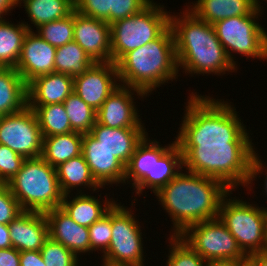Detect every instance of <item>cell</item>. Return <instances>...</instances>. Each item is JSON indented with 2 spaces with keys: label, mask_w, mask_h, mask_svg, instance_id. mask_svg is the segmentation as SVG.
<instances>
[{
  "label": "cell",
  "mask_w": 267,
  "mask_h": 266,
  "mask_svg": "<svg viewBox=\"0 0 267 266\" xmlns=\"http://www.w3.org/2000/svg\"><path fill=\"white\" fill-rule=\"evenodd\" d=\"M193 93L175 137L183 167L218 179L232 191L251 184V191V182L263 174L265 167L253 148L249 130L229 102Z\"/></svg>",
  "instance_id": "1"
},
{
  "label": "cell",
  "mask_w": 267,
  "mask_h": 266,
  "mask_svg": "<svg viewBox=\"0 0 267 266\" xmlns=\"http://www.w3.org/2000/svg\"><path fill=\"white\" fill-rule=\"evenodd\" d=\"M186 172L181 171L154 194L172 219L174 236L193 224L218 218L220 202L230 191L218 179Z\"/></svg>",
  "instance_id": "2"
},
{
  "label": "cell",
  "mask_w": 267,
  "mask_h": 266,
  "mask_svg": "<svg viewBox=\"0 0 267 266\" xmlns=\"http://www.w3.org/2000/svg\"><path fill=\"white\" fill-rule=\"evenodd\" d=\"M184 9L182 15H170L178 69L186 74L218 76L236 71L213 25L198 18L188 7Z\"/></svg>",
  "instance_id": "3"
},
{
  "label": "cell",
  "mask_w": 267,
  "mask_h": 266,
  "mask_svg": "<svg viewBox=\"0 0 267 266\" xmlns=\"http://www.w3.org/2000/svg\"><path fill=\"white\" fill-rule=\"evenodd\" d=\"M116 67L120 85L136 88L146 95L169 80H176L180 70L171 27L157 39L127 52Z\"/></svg>",
  "instance_id": "4"
},
{
  "label": "cell",
  "mask_w": 267,
  "mask_h": 266,
  "mask_svg": "<svg viewBox=\"0 0 267 266\" xmlns=\"http://www.w3.org/2000/svg\"><path fill=\"white\" fill-rule=\"evenodd\" d=\"M8 186L23 211L45 213L61 207L64 197L56 168L41 156L25 159Z\"/></svg>",
  "instance_id": "5"
},
{
  "label": "cell",
  "mask_w": 267,
  "mask_h": 266,
  "mask_svg": "<svg viewBox=\"0 0 267 266\" xmlns=\"http://www.w3.org/2000/svg\"><path fill=\"white\" fill-rule=\"evenodd\" d=\"M164 8L152 1L141 12L110 24L113 63L116 64L127 52L157 39L170 26L171 14Z\"/></svg>",
  "instance_id": "6"
},
{
  "label": "cell",
  "mask_w": 267,
  "mask_h": 266,
  "mask_svg": "<svg viewBox=\"0 0 267 266\" xmlns=\"http://www.w3.org/2000/svg\"><path fill=\"white\" fill-rule=\"evenodd\" d=\"M230 194L232 190L221 200L218 217L246 256L265 252L266 208L232 198Z\"/></svg>",
  "instance_id": "7"
},
{
  "label": "cell",
  "mask_w": 267,
  "mask_h": 266,
  "mask_svg": "<svg viewBox=\"0 0 267 266\" xmlns=\"http://www.w3.org/2000/svg\"><path fill=\"white\" fill-rule=\"evenodd\" d=\"M260 14L255 9L250 15L230 17L212 24L228 59L236 67L233 52L246 56V59L267 60V32L257 22Z\"/></svg>",
  "instance_id": "8"
},
{
  "label": "cell",
  "mask_w": 267,
  "mask_h": 266,
  "mask_svg": "<svg viewBox=\"0 0 267 266\" xmlns=\"http://www.w3.org/2000/svg\"><path fill=\"white\" fill-rule=\"evenodd\" d=\"M133 210L115 203L112 206V237L103 263L112 266H144L140 222Z\"/></svg>",
  "instance_id": "9"
},
{
  "label": "cell",
  "mask_w": 267,
  "mask_h": 266,
  "mask_svg": "<svg viewBox=\"0 0 267 266\" xmlns=\"http://www.w3.org/2000/svg\"><path fill=\"white\" fill-rule=\"evenodd\" d=\"M179 236L206 262L247 259L219 217L193 224Z\"/></svg>",
  "instance_id": "10"
},
{
  "label": "cell",
  "mask_w": 267,
  "mask_h": 266,
  "mask_svg": "<svg viewBox=\"0 0 267 266\" xmlns=\"http://www.w3.org/2000/svg\"><path fill=\"white\" fill-rule=\"evenodd\" d=\"M0 144L8 146L25 159L43 152V136L35 112L26 106L22 111L0 117Z\"/></svg>",
  "instance_id": "11"
},
{
  "label": "cell",
  "mask_w": 267,
  "mask_h": 266,
  "mask_svg": "<svg viewBox=\"0 0 267 266\" xmlns=\"http://www.w3.org/2000/svg\"><path fill=\"white\" fill-rule=\"evenodd\" d=\"M116 64L95 62L82 74L73 77L74 92L94 110L120 85Z\"/></svg>",
  "instance_id": "12"
},
{
  "label": "cell",
  "mask_w": 267,
  "mask_h": 266,
  "mask_svg": "<svg viewBox=\"0 0 267 266\" xmlns=\"http://www.w3.org/2000/svg\"><path fill=\"white\" fill-rule=\"evenodd\" d=\"M147 96L143 91L119 85L97 110L96 121L110 128H145L135 106L133 94Z\"/></svg>",
  "instance_id": "13"
},
{
  "label": "cell",
  "mask_w": 267,
  "mask_h": 266,
  "mask_svg": "<svg viewBox=\"0 0 267 266\" xmlns=\"http://www.w3.org/2000/svg\"><path fill=\"white\" fill-rule=\"evenodd\" d=\"M73 41L94 62H111L110 24L105 21L81 15L74 10Z\"/></svg>",
  "instance_id": "14"
},
{
  "label": "cell",
  "mask_w": 267,
  "mask_h": 266,
  "mask_svg": "<svg viewBox=\"0 0 267 266\" xmlns=\"http://www.w3.org/2000/svg\"><path fill=\"white\" fill-rule=\"evenodd\" d=\"M56 47L50 45L34 31L25 35L16 70L26 84L34 78L55 72Z\"/></svg>",
  "instance_id": "15"
},
{
  "label": "cell",
  "mask_w": 267,
  "mask_h": 266,
  "mask_svg": "<svg viewBox=\"0 0 267 266\" xmlns=\"http://www.w3.org/2000/svg\"><path fill=\"white\" fill-rule=\"evenodd\" d=\"M81 154L86 160L92 176L104 189L109 184L125 183L126 166L99 144L90 133L83 134Z\"/></svg>",
  "instance_id": "16"
},
{
  "label": "cell",
  "mask_w": 267,
  "mask_h": 266,
  "mask_svg": "<svg viewBox=\"0 0 267 266\" xmlns=\"http://www.w3.org/2000/svg\"><path fill=\"white\" fill-rule=\"evenodd\" d=\"M12 247L22 251H40L49 238L45 213L23 211L8 224Z\"/></svg>",
  "instance_id": "17"
},
{
  "label": "cell",
  "mask_w": 267,
  "mask_h": 266,
  "mask_svg": "<svg viewBox=\"0 0 267 266\" xmlns=\"http://www.w3.org/2000/svg\"><path fill=\"white\" fill-rule=\"evenodd\" d=\"M45 215L52 240L61 243L77 257L92 252L88 227L78 225L61 207L46 211Z\"/></svg>",
  "instance_id": "18"
},
{
  "label": "cell",
  "mask_w": 267,
  "mask_h": 266,
  "mask_svg": "<svg viewBox=\"0 0 267 266\" xmlns=\"http://www.w3.org/2000/svg\"><path fill=\"white\" fill-rule=\"evenodd\" d=\"M145 130V128H110L96 121L90 134L127 166L135 148L148 134Z\"/></svg>",
  "instance_id": "19"
},
{
  "label": "cell",
  "mask_w": 267,
  "mask_h": 266,
  "mask_svg": "<svg viewBox=\"0 0 267 266\" xmlns=\"http://www.w3.org/2000/svg\"><path fill=\"white\" fill-rule=\"evenodd\" d=\"M74 91L73 76L53 72L27 84V106L63 103Z\"/></svg>",
  "instance_id": "20"
},
{
  "label": "cell",
  "mask_w": 267,
  "mask_h": 266,
  "mask_svg": "<svg viewBox=\"0 0 267 266\" xmlns=\"http://www.w3.org/2000/svg\"><path fill=\"white\" fill-rule=\"evenodd\" d=\"M183 168V155L176 141L161 146L153 140L152 192L168 184Z\"/></svg>",
  "instance_id": "21"
},
{
  "label": "cell",
  "mask_w": 267,
  "mask_h": 266,
  "mask_svg": "<svg viewBox=\"0 0 267 266\" xmlns=\"http://www.w3.org/2000/svg\"><path fill=\"white\" fill-rule=\"evenodd\" d=\"M73 199H69L70 195L66 194L63 197L61 208L73 219L78 225L90 227L95 221L101 219L116 203L112 198H105L100 201V198L82 193L78 191ZM69 197V198H68ZM69 200V201H68ZM110 200V201H109ZM103 202V205L101 204ZM103 206V207H102Z\"/></svg>",
  "instance_id": "22"
},
{
  "label": "cell",
  "mask_w": 267,
  "mask_h": 266,
  "mask_svg": "<svg viewBox=\"0 0 267 266\" xmlns=\"http://www.w3.org/2000/svg\"><path fill=\"white\" fill-rule=\"evenodd\" d=\"M153 140L148 135L137 145L134 154L126 166L125 184L134 188L136 195L142 194L146 188L152 191Z\"/></svg>",
  "instance_id": "23"
},
{
  "label": "cell",
  "mask_w": 267,
  "mask_h": 266,
  "mask_svg": "<svg viewBox=\"0 0 267 266\" xmlns=\"http://www.w3.org/2000/svg\"><path fill=\"white\" fill-rule=\"evenodd\" d=\"M194 3L188 5V9L210 24L230 17L250 15L255 10L252 0H198Z\"/></svg>",
  "instance_id": "24"
},
{
  "label": "cell",
  "mask_w": 267,
  "mask_h": 266,
  "mask_svg": "<svg viewBox=\"0 0 267 266\" xmlns=\"http://www.w3.org/2000/svg\"><path fill=\"white\" fill-rule=\"evenodd\" d=\"M27 106V84L15 68L0 67V114H14Z\"/></svg>",
  "instance_id": "25"
},
{
  "label": "cell",
  "mask_w": 267,
  "mask_h": 266,
  "mask_svg": "<svg viewBox=\"0 0 267 266\" xmlns=\"http://www.w3.org/2000/svg\"><path fill=\"white\" fill-rule=\"evenodd\" d=\"M56 171L59 185L64 195L70 194L74 188L78 189L79 187L80 189L81 186L88 187L93 192L102 188L92 176L82 154L61 163L56 167Z\"/></svg>",
  "instance_id": "26"
},
{
  "label": "cell",
  "mask_w": 267,
  "mask_h": 266,
  "mask_svg": "<svg viewBox=\"0 0 267 266\" xmlns=\"http://www.w3.org/2000/svg\"><path fill=\"white\" fill-rule=\"evenodd\" d=\"M83 133L73 131L67 134L43 137L41 157L56 168L61 163L77 157L82 152Z\"/></svg>",
  "instance_id": "27"
},
{
  "label": "cell",
  "mask_w": 267,
  "mask_h": 266,
  "mask_svg": "<svg viewBox=\"0 0 267 266\" xmlns=\"http://www.w3.org/2000/svg\"><path fill=\"white\" fill-rule=\"evenodd\" d=\"M27 22L18 24L0 20V67L16 68L25 35L33 31Z\"/></svg>",
  "instance_id": "28"
},
{
  "label": "cell",
  "mask_w": 267,
  "mask_h": 266,
  "mask_svg": "<svg viewBox=\"0 0 267 266\" xmlns=\"http://www.w3.org/2000/svg\"><path fill=\"white\" fill-rule=\"evenodd\" d=\"M36 28L40 25L67 17L74 11V0H18Z\"/></svg>",
  "instance_id": "29"
},
{
  "label": "cell",
  "mask_w": 267,
  "mask_h": 266,
  "mask_svg": "<svg viewBox=\"0 0 267 266\" xmlns=\"http://www.w3.org/2000/svg\"><path fill=\"white\" fill-rule=\"evenodd\" d=\"M94 63L75 41L56 48L54 64L57 73L74 77L85 72Z\"/></svg>",
  "instance_id": "30"
},
{
  "label": "cell",
  "mask_w": 267,
  "mask_h": 266,
  "mask_svg": "<svg viewBox=\"0 0 267 266\" xmlns=\"http://www.w3.org/2000/svg\"><path fill=\"white\" fill-rule=\"evenodd\" d=\"M28 107L35 112L43 137L73 132L63 103Z\"/></svg>",
  "instance_id": "31"
},
{
  "label": "cell",
  "mask_w": 267,
  "mask_h": 266,
  "mask_svg": "<svg viewBox=\"0 0 267 266\" xmlns=\"http://www.w3.org/2000/svg\"><path fill=\"white\" fill-rule=\"evenodd\" d=\"M71 129L90 133L96 123L97 111L85 103L74 91L63 102Z\"/></svg>",
  "instance_id": "32"
},
{
  "label": "cell",
  "mask_w": 267,
  "mask_h": 266,
  "mask_svg": "<svg viewBox=\"0 0 267 266\" xmlns=\"http://www.w3.org/2000/svg\"><path fill=\"white\" fill-rule=\"evenodd\" d=\"M36 29L37 35L56 48L72 42L74 38V11L67 17L42 24Z\"/></svg>",
  "instance_id": "33"
},
{
  "label": "cell",
  "mask_w": 267,
  "mask_h": 266,
  "mask_svg": "<svg viewBox=\"0 0 267 266\" xmlns=\"http://www.w3.org/2000/svg\"><path fill=\"white\" fill-rule=\"evenodd\" d=\"M166 266H206L207 262L180 236L170 235ZM171 249V250H170Z\"/></svg>",
  "instance_id": "34"
},
{
  "label": "cell",
  "mask_w": 267,
  "mask_h": 266,
  "mask_svg": "<svg viewBox=\"0 0 267 266\" xmlns=\"http://www.w3.org/2000/svg\"><path fill=\"white\" fill-rule=\"evenodd\" d=\"M46 266H78L80 259L68 248L52 240L45 241L40 250Z\"/></svg>",
  "instance_id": "35"
},
{
  "label": "cell",
  "mask_w": 267,
  "mask_h": 266,
  "mask_svg": "<svg viewBox=\"0 0 267 266\" xmlns=\"http://www.w3.org/2000/svg\"><path fill=\"white\" fill-rule=\"evenodd\" d=\"M88 230L92 252L102 250L101 253L105 254L112 237V208L101 219L88 227Z\"/></svg>",
  "instance_id": "36"
},
{
  "label": "cell",
  "mask_w": 267,
  "mask_h": 266,
  "mask_svg": "<svg viewBox=\"0 0 267 266\" xmlns=\"http://www.w3.org/2000/svg\"><path fill=\"white\" fill-rule=\"evenodd\" d=\"M25 158L0 144V183L8 184L19 172Z\"/></svg>",
  "instance_id": "37"
},
{
  "label": "cell",
  "mask_w": 267,
  "mask_h": 266,
  "mask_svg": "<svg viewBox=\"0 0 267 266\" xmlns=\"http://www.w3.org/2000/svg\"><path fill=\"white\" fill-rule=\"evenodd\" d=\"M74 10L110 24V0H74Z\"/></svg>",
  "instance_id": "38"
},
{
  "label": "cell",
  "mask_w": 267,
  "mask_h": 266,
  "mask_svg": "<svg viewBox=\"0 0 267 266\" xmlns=\"http://www.w3.org/2000/svg\"><path fill=\"white\" fill-rule=\"evenodd\" d=\"M153 0H110V24L146 8Z\"/></svg>",
  "instance_id": "39"
},
{
  "label": "cell",
  "mask_w": 267,
  "mask_h": 266,
  "mask_svg": "<svg viewBox=\"0 0 267 266\" xmlns=\"http://www.w3.org/2000/svg\"><path fill=\"white\" fill-rule=\"evenodd\" d=\"M23 212L8 184L0 183V224H9Z\"/></svg>",
  "instance_id": "40"
},
{
  "label": "cell",
  "mask_w": 267,
  "mask_h": 266,
  "mask_svg": "<svg viewBox=\"0 0 267 266\" xmlns=\"http://www.w3.org/2000/svg\"><path fill=\"white\" fill-rule=\"evenodd\" d=\"M0 266H20V251L14 247L0 249Z\"/></svg>",
  "instance_id": "41"
},
{
  "label": "cell",
  "mask_w": 267,
  "mask_h": 266,
  "mask_svg": "<svg viewBox=\"0 0 267 266\" xmlns=\"http://www.w3.org/2000/svg\"><path fill=\"white\" fill-rule=\"evenodd\" d=\"M20 266H46L40 251L20 252Z\"/></svg>",
  "instance_id": "42"
},
{
  "label": "cell",
  "mask_w": 267,
  "mask_h": 266,
  "mask_svg": "<svg viewBox=\"0 0 267 266\" xmlns=\"http://www.w3.org/2000/svg\"><path fill=\"white\" fill-rule=\"evenodd\" d=\"M10 232L7 224H0V249L11 248Z\"/></svg>",
  "instance_id": "43"
},
{
  "label": "cell",
  "mask_w": 267,
  "mask_h": 266,
  "mask_svg": "<svg viewBox=\"0 0 267 266\" xmlns=\"http://www.w3.org/2000/svg\"><path fill=\"white\" fill-rule=\"evenodd\" d=\"M247 260L253 266H267V252L253 253L247 256Z\"/></svg>",
  "instance_id": "44"
},
{
  "label": "cell",
  "mask_w": 267,
  "mask_h": 266,
  "mask_svg": "<svg viewBox=\"0 0 267 266\" xmlns=\"http://www.w3.org/2000/svg\"><path fill=\"white\" fill-rule=\"evenodd\" d=\"M247 259H228V260H213L207 262L206 266H242Z\"/></svg>",
  "instance_id": "45"
},
{
  "label": "cell",
  "mask_w": 267,
  "mask_h": 266,
  "mask_svg": "<svg viewBox=\"0 0 267 266\" xmlns=\"http://www.w3.org/2000/svg\"><path fill=\"white\" fill-rule=\"evenodd\" d=\"M17 6L18 0H0V20H4V16H6L9 11H12L11 9H14V7Z\"/></svg>",
  "instance_id": "46"
},
{
  "label": "cell",
  "mask_w": 267,
  "mask_h": 266,
  "mask_svg": "<svg viewBox=\"0 0 267 266\" xmlns=\"http://www.w3.org/2000/svg\"><path fill=\"white\" fill-rule=\"evenodd\" d=\"M253 1V5H254V8L259 12V13H262V12H260V11H262V7L263 6H261V4H263V3H261L260 2V0H252ZM264 1H267V0H264Z\"/></svg>",
  "instance_id": "47"
},
{
  "label": "cell",
  "mask_w": 267,
  "mask_h": 266,
  "mask_svg": "<svg viewBox=\"0 0 267 266\" xmlns=\"http://www.w3.org/2000/svg\"><path fill=\"white\" fill-rule=\"evenodd\" d=\"M265 252H267V208H266V219H265Z\"/></svg>",
  "instance_id": "48"
},
{
  "label": "cell",
  "mask_w": 267,
  "mask_h": 266,
  "mask_svg": "<svg viewBox=\"0 0 267 266\" xmlns=\"http://www.w3.org/2000/svg\"><path fill=\"white\" fill-rule=\"evenodd\" d=\"M266 170L267 169H265V174H266V176H265V180H264V186H265V188H263L265 191L264 192H266V194L265 195H267V172H266Z\"/></svg>",
  "instance_id": "49"
},
{
  "label": "cell",
  "mask_w": 267,
  "mask_h": 266,
  "mask_svg": "<svg viewBox=\"0 0 267 266\" xmlns=\"http://www.w3.org/2000/svg\"><path fill=\"white\" fill-rule=\"evenodd\" d=\"M242 266H253L248 260H246Z\"/></svg>",
  "instance_id": "50"
},
{
  "label": "cell",
  "mask_w": 267,
  "mask_h": 266,
  "mask_svg": "<svg viewBox=\"0 0 267 266\" xmlns=\"http://www.w3.org/2000/svg\"><path fill=\"white\" fill-rule=\"evenodd\" d=\"M102 266H112V265H108V264H105V263H103V265Z\"/></svg>",
  "instance_id": "51"
}]
</instances>
